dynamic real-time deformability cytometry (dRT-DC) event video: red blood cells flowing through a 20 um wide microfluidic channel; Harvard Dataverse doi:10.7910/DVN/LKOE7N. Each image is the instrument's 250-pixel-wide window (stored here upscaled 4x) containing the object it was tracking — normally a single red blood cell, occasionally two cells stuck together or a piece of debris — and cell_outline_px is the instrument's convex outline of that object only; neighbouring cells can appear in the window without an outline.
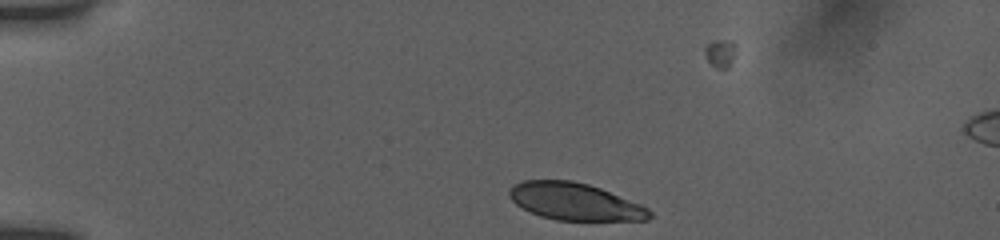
{"species": "human", "species_latin": "Homo sapiens", "temperature_condition": "room temperature", "stored_images_in_passage": 46, "camera_frame_rate_fps": 3000, "um_per_image_px": 0.085, "donor": {"sex": "female"}, "frame": {"image": 1, "passage_image": 4, "time_ms": 1.0, "image_size_px": [1000, 240], "cell_outline_px": [[652, 216], [648, 220], [556, 220], [540, 216], [516, 204], [508, 196], [508, 192], [512, 184], [524, 180], [572, 180], [588, 184], [600, 188], [640, 204], [648, 208], [652, 212]], "centroid_in_image_um": [48.85, 17.13], "position_along_channel_um": 36.2, "area_um2": 30.29}}
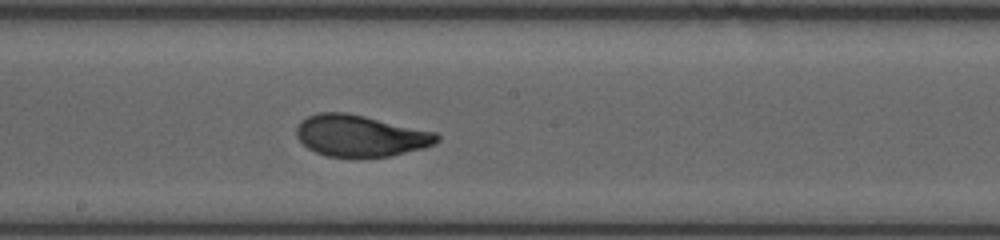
{"frame": {"image": 2, "passage_image": 27, "time_ms": 7.333, "image_size_px": [1000, 240], "cell_outline_px": [[440, 140], [436, 144], [424, 148], [392, 156], [328, 156], [316, 152], [308, 148], [296, 136], [296, 128], [300, 120], [316, 112], [348, 112], [436, 132], [440, 136]], "centroid_in_image_um": [30.65, 11.52], "position_along_channel_um": 217.6, "area_um2": 34.04}}
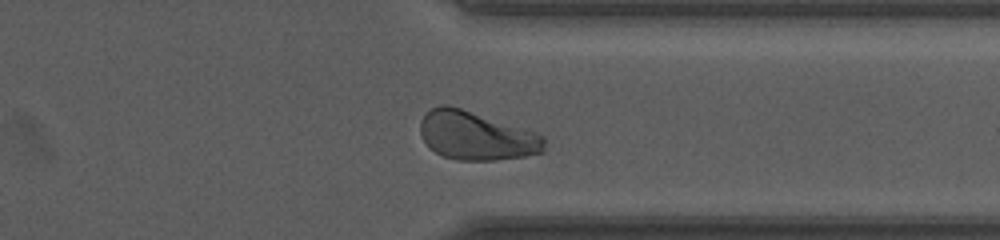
{"frame": {"image": 3, "passage_image": 43, "time_ms": 11.333, "image_size_px": [1000, 240], "cell_outline_px": [[544, 152], [524, 156], [496, 160], [456, 160], [444, 156], [428, 148], [420, 132], [420, 120], [432, 108], [440, 104], [448, 104], [536, 132], [544, 136]], "centroid_in_image_um": [40.47, 11.54], "position_along_channel_um": 370.9, "area_um2": 35.03}}